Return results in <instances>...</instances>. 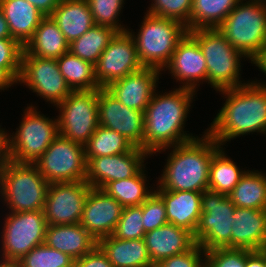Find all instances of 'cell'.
<instances>
[{
  "label": "cell",
  "instance_id": "obj_28",
  "mask_svg": "<svg viewBox=\"0 0 266 267\" xmlns=\"http://www.w3.org/2000/svg\"><path fill=\"white\" fill-rule=\"evenodd\" d=\"M24 50L36 57L58 59L69 52V43L51 16H45Z\"/></svg>",
  "mask_w": 266,
  "mask_h": 267
},
{
  "label": "cell",
  "instance_id": "obj_14",
  "mask_svg": "<svg viewBox=\"0 0 266 267\" xmlns=\"http://www.w3.org/2000/svg\"><path fill=\"white\" fill-rule=\"evenodd\" d=\"M129 30L117 32L99 57L95 76L100 88L143 68Z\"/></svg>",
  "mask_w": 266,
  "mask_h": 267
},
{
  "label": "cell",
  "instance_id": "obj_33",
  "mask_svg": "<svg viewBox=\"0 0 266 267\" xmlns=\"http://www.w3.org/2000/svg\"><path fill=\"white\" fill-rule=\"evenodd\" d=\"M117 32L111 27L94 25L85 34L69 44V52L96 65L100 55Z\"/></svg>",
  "mask_w": 266,
  "mask_h": 267
},
{
  "label": "cell",
  "instance_id": "obj_8",
  "mask_svg": "<svg viewBox=\"0 0 266 267\" xmlns=\"http://www.w3.org/2000/svg\"><path fill=\"white\" fill-rule=\"evenodd\" d=\"M30 105L15 134L8 133V159L16 163L34 164L59 135L58 119H49Z\"/></svg>",
  "mask_w": 266,
  "mask_h": 267
},
{
  "label": "cell",
  "instance_id": "obj_40",
  "mask_svg": "<svg viewBox=\"0 0 266 267\" xmlns=\"http://www.w3.org/2000/svg\"><path fill=\"white\" fill-rule=\"evenodd\" d=\"M142 221L145 233L168 223L164 202L155 191L142 203Z\"/></svg>",
  "mask_w": 266,
  "mask_h": 267
},
{
  "label": "cell",
  "instance_id": "obj_31",
  "mask_svg": "<svg viewBox=\"0 0 266 267\" xmlns=\"http://www.w3.org/2000/svg\"><path fill=\"white\" fill-rule=\"evenodd\" d=\"M145 166L127 179L109 182L103 190L115 198L123 207L140 206L155 189H148Z\"/></svg>",
  "mask_w": 266,
  "mask_h": 267
},
{
  "label": "cell",
  "instance_id": "obj_16",
  "mask_svg": "<svg viewBox=\"0 0 266 267\" xmlns=\"http://www.w3.org/2000/svg\"><path fill=\"white\" fill-rule=\"evenodd\" d=\"M99 125L124 136L134 147L143 149L144 112L126 107L105 88L99 89Z\"/></svg>",
  "mask_w": 266,
  "mask_h": 267
},
{
  "label": "cell",
  "instance_id": "obj_48",
  "mask_svg": "<svg viewBox=\"0 0 266 267\" xmlns=\"http://www.w3.org/2000/svg\"><path fill=\"white\" fill-rule=\"evenodd\" d=\"M14 84H18L17 80L5 68L0 67V90H7Z\"/></svg>",
  "mask_w": 266,
  "mask_h": 267
},
{
  "label": "cell",
  "instance_id": "obj_20",
  "mask_svg": "<svg viewBox=\"0 0 266 267\" xmlns=\"http://www.w3.org/2000/svg\"><path fill=\"white\" fill-rule=\"evenodd\" d=\"M161 70L143 67L110 83L105 89L128 108L144 112L158 88Z\"/></svg>",
  "mask_w": 266,
  "mask_h": 267
},
{
  "label": "cell",
  "instance_id": "obj_27",
  "mask_svg": "<svg viewBox=\"0 0 266 267\" xmlns=\"http://www.w3.org/2000/svg\"><path fill=\"white\" fill-rule=\"evenodd\" d=\"M50 16L69 44L95 25L86 0H61Z\"/></svg>",
  "mask_w": 266,
  "mask_h": 267
},
{
  "label": "cell",
  "instance_id": "obj_19",
  "mask_svg": "<svg viewBox=\"0 0 266 267\" xmlns=\"http://www.w3.org/2000/svg\"><path fill=\"white\" fill-rule=\"evenodd\" d=\"M123 208L103 189L91 188L84 203L80 224L98 241L113 235Z\"/></svg>",
  "mask_w": 266,
  "mask_h": 267
},
{
  "label": "cell",
  "instance_id": "obj_25",
  "mask_svg": "<svg viewBox=\"0 0 266 267\" xmlns=\"http://www.w3.org/2000/svg\"><path fill=\"white\" fill-rule=\"evenodd\" d=\"M11 37L23 47L33 37L45 15L27 0H0Z\"/></svg>",
  "mask_w": 266,
  "mask_h": 267
},
{
  "label": "cell",
  "instance_id": "obj_3",
  "mask_svg": "<svg viewBox=\"0 0 266 267\" xmlns=\"http://www.w3.org/2000/svg\"><path fill=\"white\" fill-rule=\"evenodd\" d=\"M189 142L167 147L173 148L167 157L159 188L170 191L204 192L208 190L210 163L213 154L221 147L207 132Z\"/></svg>",
  "mask_w": 266,
  "mask_h": 267
},
{
  "label": "cell",
  "instance_id": "obj_24",
  "mask_svg": "<svg viewBox=\"0 0 266 267\" xmlns=\"http://www.w3.org/2000/svg\"><path fill=\"white\" fill-rule=\"evenodd\" d=\"M44 243L75 260L98 245V241L80 223L48 225Z\"/></svg>",
  "mask_w": 266,
  "mask_h": 267
},
{
  "label": "cell",
  "instance_id": "obj_4",
  "mask_svg": "<svg viewBox=\"0 0 266 267\" xmlns=\"http://www.w3.org/2000/svg\"><path fill=\"white\" fill-rule=\"evenodd\" d=\"M217 29L253 63L266 47V4L240 0Z\"/></svg>",
  "mask_w": 266,
  "mask_h": 267
},
{
  "label": "cell",
  "instance_id": "obj_50",
  "mask_svg": "<svg viewBox=\"0 0 266 267\" xmlns=\"http://www.w3.org/2000/svg\"><path fill=\"white\" fill-rule=\"evenodd\" d=\"M2 38H12L10 31H9V27H8V23L4 17V14L0 8V39Z\"/></svg>",
  "mask_w": 266,
  "mask_h": 267
},
{
  "label": "cell",
  "instance_id": "obj_44",
  "mask_svg": "<svg viewBox=\"0 0 266 267\" xmlns=\"http://www.w3.org/2000/svg\"><path fill=\"white\" fill-rule=\"evenodd\" d=\"M74 267H114L108 260L106 254L97 245L92 251L88 252L74 262Z\"/></svg>",
  "mask_w": 266,
  "mask_h": 267
},
{
  "label": "cell",
  "instance_id": "obj_51",
  "mask_svg": "<svg viewBox=\"0 0 266 267\" xmlns=\"http://www.w3.org/2000/svg\"><path fill=\"white\" fill-rule=\"evenodd\" d=\"M0 267H18V266L16 264L0 262Z\"/></svg>",
  "mask_w": 266,
  "mask_h": 267
},
{
  "label": "cell",
  "instance_id": "obj_2",
  "mask_svg": "<svg viewBox=\"0 0 266 267\" xmlns=\"http://www.w3.org/2000/svg\"><path fill=\"white\" fill-rule=\"evenodd\" d=\"M196 91L176 88L166 94L154 92L144 111L143 150L151 156L157 151L198 138L184 131Z\"/></svg>",
  "mask_w": 266,
  "mask_h": 267
},
{
  "label": "cell",
  "instance_id": "obj_13",
  "mask_svg": "<svg viewBox=\"0 0 266 267\" xmlns=\"http://www.w3.org/2000/svg\"><path fill=\"white\" fill-rule=\"evenodd\" d=\"M17 83H24L37 96L53 106L59 105L72 92L60 72L56 59L32 56L24 49Z\"/></svg>",
  "mask_w": 266,
  "mask_h": 267
},
{
  "label": "cell",
  "instance_id": "obj_45",
  "mask_svg": "<svg viewBox=\"0 0 266 267\" xmlns=\"http://www.w3.org/2000/svg\"><path fill=\"white\" fill-rule=\"evenodd\" d=\"M245 267H266V247L257 251L245 249Z\"/></svg>",
  "mask_w": 266,
  "mask_h": 267
},
{
  "label": "cell",
  "instance_id": "obj_6",
  "mask_svg": "<svg viewBox=\"0 0 266 267\" xmlns=\"http://www.w3.org/2000/svg\"><path fill=\"white\" fill-rule=\"evenodd\" d=\"M138 34L129 31L135 40L137 55L143 67L163 71L187 28L179 21L145 13Z\"/></svg>",
  "mask_w": 266,
  "mask_h": 267
},
{
  "label": "cell",
  "instance_id": "obj_34",
  "mask_svg": "<svg viewBox=\"0 0 266 267\" xmlns=\"http://www.w3.org/2000/svg\"><path fill=\"white\" fill-rule=\"evenodd\" d=\"M240 0H193L190 30L218 28Z\"/></svg>",
  "mask_w": 266,
  "mask_h": 267
},
{
  "label": "cell",
  "instance_id": "obj_5",
  "mask_svg": "<svg viewBox=\"0 0 266 267\" xmlns=\"http://www.w3.org/2000/svg\"><path fill=\"white\" fill-rule=\"evenodd\" d=\"M188 33L198 42L206 59L207 83L210 87L218 92L246 84L240 80V60L248 58L237 51L217 28L195 29Z\"/></svg>",
  "mask_w": 266,
  "mask_h": 267
},
{
  "label": "cell",
  "instance_id": "obj_7",
  "mask_svg": "<svg viewBox=\"0 0 266 267\" xmlns=\"http://www.w3.org/2000/svg\"><path fill=\"white\" fill-rule=\"evenodd\" d=\"M48 185L34 164L8 160L0 172V194L10 212L43 210Z\"/></svg>",
  "mask_w": 266,
  "mask_h": 267
},
{
  "label": "cell",
  "instance_id": "obj_21",
  "mask_svg": "<svg viewBox=\"0 0 266 267\" xmlns=\"http://www.w3.org/2000/svg\"><path fill=\"white\" fill-rule=\"evenodd\" d=\"M266 247V209L235 208L231 248L249 251Z\"/></svg>",
  "mask_w": 266,
  "mask_h": 267
},
{
  "label": "cell",
  "instance_id": "obj_42",
  "mask_svg": "<svg viewBox=\"0 0 266 267\" xmlns=\"http://www.w3.org/2000/svg\"><path fill=\"white\" fill-rule=\"evenodd\" d=\"M205 267H245V249L217 248L206 251Z\"/></svg>",
  "mask_w": 266,
  "mask_h": 267
},
{
  "label": "cell",
  "instance_id": "obj_32",
  "mask_svg": "<svg viewBox=\"0 0 266 267\" xmlns=\"http://www.w3.org/2000/svg\"><path fill=\"white\" fill-rule=\"evenodd\" d=\"M245 172L226 155L224 148L221 146L213 154L210 163L208 190L228 196Z\"/></svg>",
  "mask_w": 266,
  "mask_h": 267
},
{
  "label": "cell",
  "instance_id": "obj_17",
  "mask_svg": "<svg viewBox=\"0 0 266 267\" xmlns=\"http://www.w3.org/2000/svg\"><path fill=\"white\" fill-rule=\"evenodd\" d=\"M148 156L147 151L134 147L129 152L92 158L87 163L86 181L92 188L103 189L111 181L135 176Z\"/></svg>",
  "mask_w": 266,
  "mask_h": 267
},
{
  "label": "cell",
  "instance_id": "obj_23",
  "mask_svg": "<svg viewBox=\"0 0 266 267\" xmlns=\"http://www.w3.org/2000/svg\"><path fill=\"white\" fill-rule=\"evenodd\" d=\"M156 189L164 202L168 223L187 229L194 235L202 213V192L170 191L158 186Z\"/></svg>",
  "mask_w": 266,
  "mask_h": 267
},
{
  "label": "cell",
  "instance_id": "obj_10",
  "mask_svg": "<svg viewBox=\"0 0 266 267\" xmlns=\"http://www.w3.org/2000/svg\"><path fill=\"white\" fill-rule=\"evenodd\" d=\"M2 228V263L16 264L30 250L44 243L47 221L43 210L9 212Z\"/></svg>",
  "mask_w": 266,
  "mask_h": 267
},
{
  "label": "cell",
  "instance_id": "obj_47",
  "mask_svg": "<svg viewBox=\"0 0 266 267\" xmlns=\"http://www.w3.org/2000/svg\"><path fill=\"white\" fill-rule=\"evenodd\" d=\"M7 131L0 126V172L5 167L8 159Z\"/></svg>",
  "mask_w": 266,
  "mask_h": 267
},
{
  "label": "cell",
  "instance_id": "obj_36",
  "mask_svg": "<svg viewBox=\"0 0 266 267\" xmlns=\"http://www.w3.org/2000/svg\"><path fill=\"white\" fill-rule=\"evenodd\" d=\"M75 259L45 243L34 247L16 265L18 267H74Z\"/></svg>",
  "mask_w": 266,
  "mask_h": 267
},
{
  "label": "cell",
  "instance_id": "obj_29",
  "mask_svg": "<svg viewBox=\"0 0 266 267\" xmlns=\"http://www.w3.org/2000/svg\"><path fill=\"white\" fill-rule=\"evenodd\" d=\"M228 197L237 208L266 209V173L247 170Z\"/></svg>",
  "mask_w": 266,
  "mask_h": 267
},
{
  "label": "cell",
  "instance_id": "obj_30",
  "mask_svg": "<svg viewBox=\"0 0 266 267\" xmlns=\"http://www.w3.org/2000/svg\"><path fill=\"white\" fill-rule=\"evenodd\" d=\"M60 72L72 91L100 89L95 76V65L67 52L59 57Z\"/></svg>",
  "mask_w": 266,
  "mask_h": 267
},
{
  "label": "cell",
  "instance_id": "obj_1",
  "mask_svg": "<svg viewBox=\"0 0 266 267\" xmlns=\"http://www.w3.org/2000/svg\"><path fill=\"white\" fill-rule=\"evenodd\" d=\"M257 81L219 91L225 103L205 131L220 146L241 135H266V86Z\"/></svg>",
  "mask_w": 266,
  "mask_h": 267
},
{
  "label": "cell",
  "instance_id": "obj_37",
  "mask_svg": "<svg viewBox=\"0 0 266 267\" xmlns=\"http://www.w3.org/2000/svg\"><path fill=\"white\" fill-rule=\"evenodd\" d=\"M95 25L114 28L118 32L128 30L119 23V16L125 0H86Z\"/></svg>",
  "mask_w": 266,
  "mask_h": 267
},
{
  "label": "cell",
  "instance_id": "obj_41",
  "mask_svg": "<svg viewBox=\"0 0 266 267\" xmlns=\"http://www.w3.org/2000/svg\"><path fill=\"white\" fill-rule=\"evenodd\" d=\"M24 47L13 38L0 39V67L5 68L17 81L21 71Z\"/></svg>",
  "mask_w": 266,
  "mask_h": 267
},
{
  "label": "cell",
  "instance_id": "obj_38",
  "mask_svg": "<svg viewBox=\"0 0 266 267\" xmlns=\"http://www.w3.org/2000/svg\"><path fill=\"white\" fill-rule=\"evenodd\" d=\"M193 0H152L146 13L179 21L190 31Z\"/></svg>",
  "mask_w": 266,
  "mask_h": 267
},
{
  "label": "cell",
  "instance_id": "obj_46",
  "mask_svg": "<svg viewBox=\"0 0 266 267\" xmlns=\"http://www.w3.org/2000/svg\"><path fill=\"white\" fill-rule=\"evenodd\" d=\"M45 16H50L61 0H27Z\"/></svg>",
  "mask_w": 266,
  "mask_h": 267
},
{
  "label": "cell",
  "instance_id": "obj_15",
  "mask_svg": "<svg viewBox=\"0 0 266 267\" xmlns=\"http://www.w3.org/2000/svg\"><path fill=\"white\" fill-rule=\"evenodd\" d=\"M91 188L86 180L49 184L43 209L47 224L80 223Z\"/></svg>",
  "mask_w": 266,
  "mask_h": 267
},
{
  "label": "cell",
  "instance_id": "obj_39",
  "mask_svg": "<svg viewBox=\"0 0 266 267\" xmlns=\"http://www.w3.org/2000/svg\"><path fill=\"white\" fill-rule=\"evenodd\" d=\"M142 223V204L124 207L113 236L123 240L142 239L145 235Z\"/></svg>",
  "mask_w": 266,
  "mask_h": 267
},
{
  "label": "cell",
  "instance_id": "obj_26",
  "mask_svg": "<svg viewBox=\"0 0 266 267\" xmlns=\"http://www.w3.org/2000/svg\"><path fill=\"white\" fill-rule=\"evenodd\" d=\"M98 246L114 267H154L142 239H117L113 235L98 240Z\"/></svg>",
  "mask_w": 266,
  "mask_h": 267
},
{
  "label": "cell",
  "instance_id": "obj_22",
  "mask_svg": "<svg viewBox=\"0 0 266 267\" xmlns=\"http://www.w3.org/2000/svg\"><path fill=\"white\" fill-rule=\"evenodd\" d=\"M143 240L154 265L165 258L185 253L196 244L190 231L171 223L145 233Z\"/></svg>",
  "mask_w": 266,
  "mask_h": 267
},
{
  "label": "cell",
  "instance_id": "obj_49",
  "mask_svg": "<svg viewBox=\"0 0 266 267\" xmlns=\"http://www.w3.org/2000/svg\"><path fill=\"white\" fill-rule=\"evenodd\" d=\"M253 64H255V66L260 69L259 71L264 73V75L266 76V47L261 52L260 56L253 62ZM258 83L266 86L265 82L258 81Z\"/></svg>",
  "mask_w": 266,
  "mask_h": 267
},
{
  "label": "cell",
  "instance_id": "obj_9",
  "mask_svg": "<svg viewBox=\"0 0 266 267\" xmlns=\"http://www.w3.org/2000/svg\"><path fill=\"white\" fill-rule=\"evenodd\" d=\"M235 208L227 195L211 190L202 192V213L193 237L205 252L217 248H231Z\"/></svg>",
  "mask_w": 266,
  "mask_h": 267
},
{
  "label": "cell",
  "instance_id": "obj_11",
  "mask_svg": "<svg viewBox=\"0 0 266 267\" xmlns=\"http://www.w3.org/2000/svg\"><path fill=\"white\" fill-rule=\"evenodd\" d=\"M99 89L72 91L59 105V134L85 145L99 126Z\"/></svg>",
  "mask_w": 266,
  "mask_h": 267
},
{
  "label": "cell",
  "instance_id": "obj_12",
  "mask_svg": "<svg viewBox=\"0 0 266 267\" xmlns=\"http://www.w3.org/2000/svg\"><path fill=\"white\" fill-rule=\"evenodd\" d=\"M34 165L49 184L86 180L84 146L60 134Z\"/></svg>",
  "mask_w": 266,
  "mask_h": 267
},
{
  "label": "cell",
  "instance_id": "obj_43",
  "mask_svg": "<svg viewBox=\"0 0 266 267\" xmlns=\"http://www.w3.org/2000/svg\"><path fill=\"white\" fill-rule=\"evenodd\" d=\"M204 256V249L196 243L185 253L165 258L154 267H205Z\"/></svg>",
  "mask_w": 266,
  "mask_h": 267
},
{
  "label": "cell",
  "instance_id": "obj_35",
  "mask_svg": "<svg viewBox=\"0 0 266 267\" xmlns=\"http://www.w3.org/2000/svg\"><path fill=\"white\" fill-rule=\"evenodd\" d=\"M134 146L124 136L101 125L84 145L85 159L129 152Z\"/></svg>",
  "mask_w": 266,
  "mask_h": 267
},
{
  "label": "cell",
  "instance_id": "obj_18",
  "mask_svg": "<svg viewBox=\"0 0 266 267\" xmlns=\"http://www.w3.org/2000/svg\"><path fill=\"white\" fill-rule=\"evenodd\" d=\"M167 69L177 82L183 84L179 86L182 88L197 91L199 82H207L206 59L198 42L188 32L178 42L169 63L163 70Z\"/></svg>",
  "mask_w": 266,
  "mask_h": 267
}]
</instances>
